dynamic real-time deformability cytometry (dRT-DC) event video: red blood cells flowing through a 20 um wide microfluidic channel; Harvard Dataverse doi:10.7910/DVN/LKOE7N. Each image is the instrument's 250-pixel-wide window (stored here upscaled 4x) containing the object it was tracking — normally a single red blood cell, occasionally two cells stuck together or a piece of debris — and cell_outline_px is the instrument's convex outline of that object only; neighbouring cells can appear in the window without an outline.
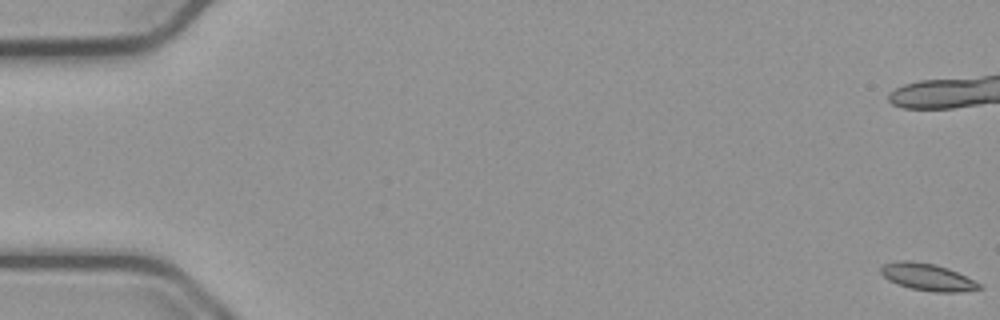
{"species": "common noctule bat (a hibernating species)", "species_latin": "Nyctalus noctula", "temperature_condition": "cold", "stored_images_in_passage": 19, "camera_frame_rate_fps": 3000, "um_per_image_px": 0.085, "animal": {"sex": "male", "body_mass_g": 23.1, "forearm_length_mm": 52.7}, "frame": {"image": 1, "passage_image": 1, "time_ms": 0.0, "image_size_px": [1000, 320], "cell_outline_px": [[984, 288], [960, 292], [936, 292], [912, 288], [888, 280], [880, 272], [880, 268], [884, 264], [896, 260], [912, 260], [936, 264], [948, 268], [976, 280]], "centroid_in_image_um": [78.87, 23.53], "position_along_channel_um": 6.1, "area_um2": 15.61}}